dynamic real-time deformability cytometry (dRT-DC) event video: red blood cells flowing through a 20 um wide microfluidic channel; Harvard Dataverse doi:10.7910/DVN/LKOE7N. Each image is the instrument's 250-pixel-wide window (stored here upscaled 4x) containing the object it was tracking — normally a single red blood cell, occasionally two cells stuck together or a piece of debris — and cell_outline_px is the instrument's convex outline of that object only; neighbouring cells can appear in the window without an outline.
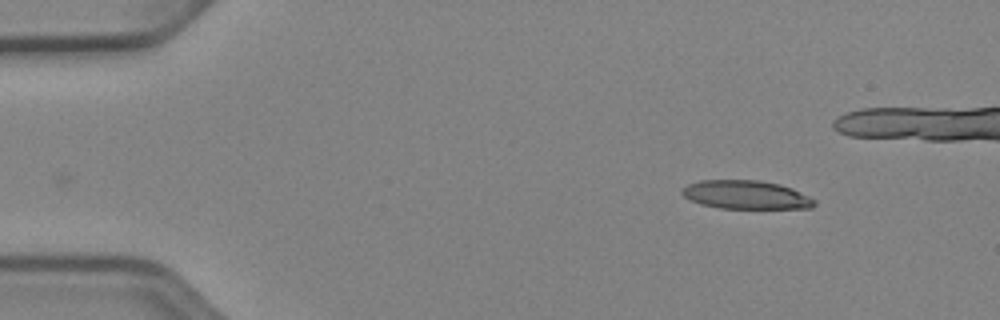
{"species": "Egyptian fruit bat (a non-hibernating species)", "species_latin": "Rousettus aegyptiacus", "temperature_condition": "cold", "stored_images_in_passage": 37, "camera_frame_rate_fps": 3000, "um_per_image_px": 0.085, "animal": {"sex": "female"}, "frame": {"image": 1, "passage_image": 1, "time_ms": 0.0, "image_size_px": [1000, 320], "cell_outline_px": [[816, 204], [812, 208], [720, 208], [700, 204], [684, 196], [680, 192], [680, 188], [688, 184], [700, 180], [760, 180], [780, 184], [792, 188], [816, 200]], "centroid_in_image_um": [63.4, 16.55], "position_along_channel_um": 21.6, "area_um2": 22.08}}
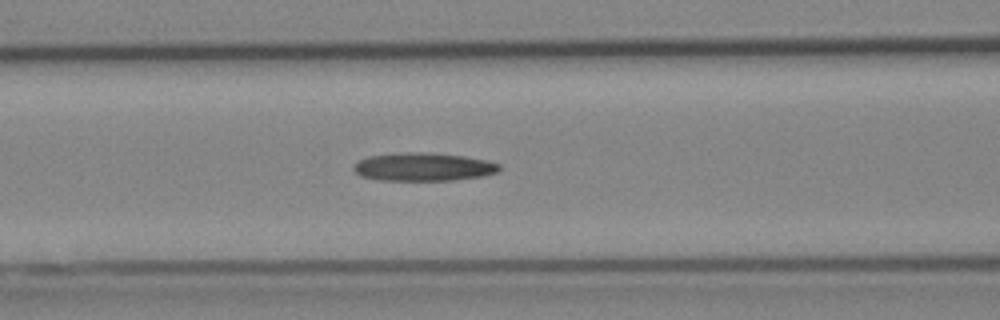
{"frame": {"image": 2, "passage_image": 16, "time_ms": 5.0, "image_size_px": [1000, 320], "cell_outline_px": [[500, 172], [484, 176], [456, 180], [376, 180], [360, 176], [352, 168], [360, 160], [368, 156], [420, 152], [464, 156], [484, 160], [500, 164]], "centroid_in_image_um": [36.02, 14.2], "position_along_channel_um": 130.6, "area_um2": 23.7}}
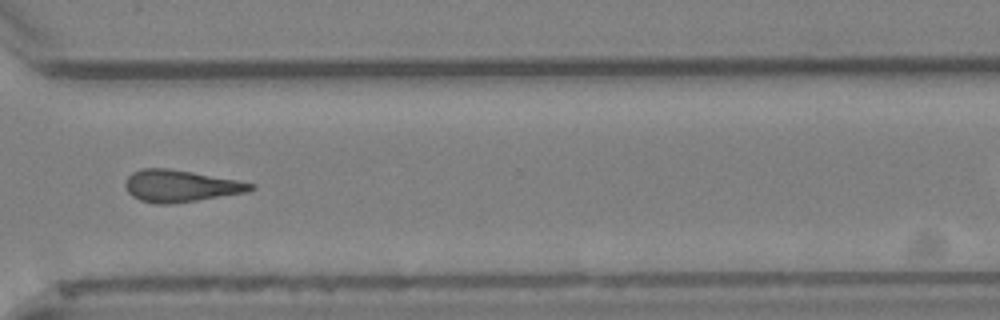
{"frame": {"image": 3, "passage_image": 33, "time_ms": 10.667, "image_size_px": [1000, 320], "cell_outline_px": [[256, 188], [248, 192], [172, 204], [156, 204], [140, 200], [132, 196], [128, 192], [124, 184], [124, 180], [132, 172], [140, 168], [168, 168], [192, 172], [236, 180], [256, 184]], "centroid_in_image_um": [15.32, 15.81], "position_along_channel_um": 355.3, "area_um2": 23.41}}